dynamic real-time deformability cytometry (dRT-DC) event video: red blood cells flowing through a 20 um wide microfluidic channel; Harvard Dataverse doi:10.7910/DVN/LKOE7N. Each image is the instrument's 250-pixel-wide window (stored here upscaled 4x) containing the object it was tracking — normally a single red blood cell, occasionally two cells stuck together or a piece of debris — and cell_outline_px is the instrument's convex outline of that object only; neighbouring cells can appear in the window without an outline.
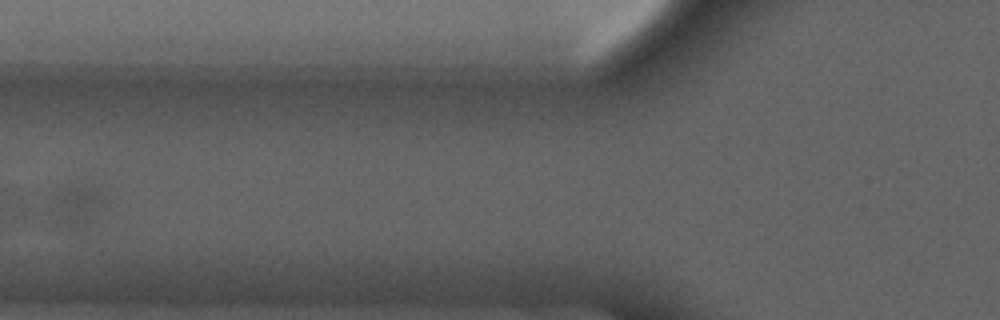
{"species": "common noctule bat (a hibernating species)", "species_latin": "Nyctalus noctula", "temperature_condition": "cold", "stored_images_in_passage": 4, "camera_frame_rate_fps": 3000, "um_per_image_px": 0.085, "animal": {"sex": "male", "forearm_length_mm": 52.5}, "frame": {"image": 1, "passage_image": 3, "time_ms": 2.333, "image_size_px": [1000, 320], "cell_outline_px": [[108, 208], [76, 224], [56, 220], [48, 212], [44, 204], [52, 192], [56, 188], [88, 188], [100, 192], [104, 196]], "centroid_in_image_um": [6.37, 17.36], "position_along_channel_um": 119.4, "area_um2": 12.2}}